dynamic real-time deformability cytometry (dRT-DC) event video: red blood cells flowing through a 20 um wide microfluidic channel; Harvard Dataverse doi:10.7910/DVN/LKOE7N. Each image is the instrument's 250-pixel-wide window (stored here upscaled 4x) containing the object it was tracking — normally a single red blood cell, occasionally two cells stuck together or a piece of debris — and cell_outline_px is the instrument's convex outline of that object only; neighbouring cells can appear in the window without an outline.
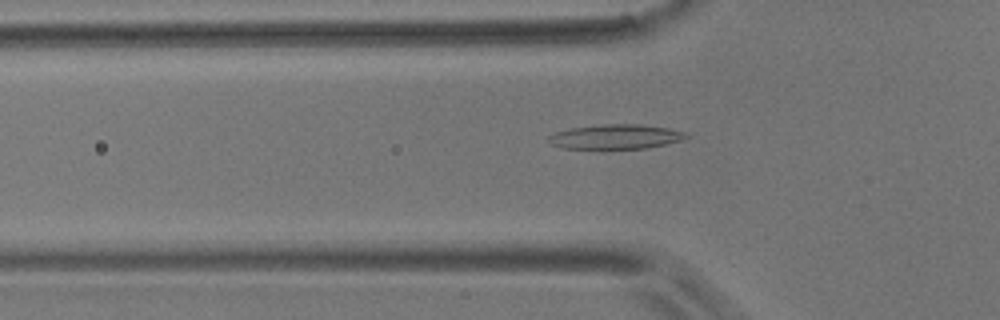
{"species": "common noctule bat (a hibernating species)", "species_latin": "Nyctalus noctula", "temperature_condition": "room temperature", "stored_images_in_passage": 48, "camera_frame_rate_fps": 3000, "um_per_image_px": 0.085, "animal": {"sex": "male", "body_mass_g": 17.9}, "frame": {"image": 1, "passage_image": 9, "time_ms": 2.667, "image_size_px": [1000, 320], "cell_outline_px": [[692, 136], [680, 140], [664, 144], [644, 148], [564, 148], [552, 144], [548, 140], [548, 136], [556, 132], [568, 128], [604, 124], [640, 124], [668, 128], [684, 132]], "centroid_in_image_um": [52.33, 11.6], "position_along_channel_um": 73.5, "area_um2": 19.48}}
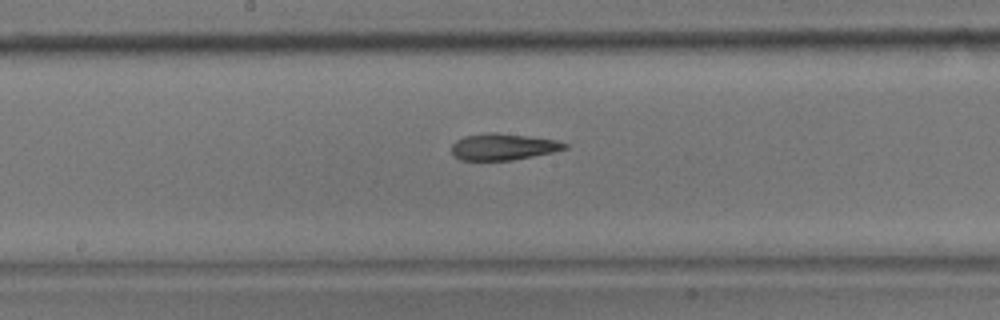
{"frame": {"image": 2, "passage_image": 20, "time_ms": 6.333, "image_size_px": [1000, 320], "cell_outline_px": [[568, 148], [552, 152], [512, 160], [460, 160], [452, 152], [452, 144], [456, 140], [464, 136], [488, 132], [496, 132], [556, 140], [568, 144]], "centroid_in_image_um": [42.75, 12.47], "position_along_channel_um": 205.4, "area_um2": 17.34}}
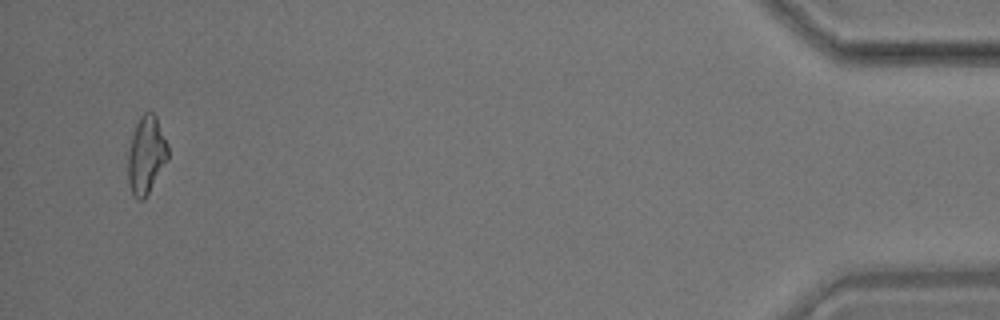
{"frame": {"image": 3, "passage_image": 45, "time_ms": 14.667, "image_size_px": [1000, 320], "cell_outline_px": [[168, 160], [144, 200], [136, 200], [132, 196], [128, 184], [128, 152], [132, 136], [136, 124], [140, 116], [144, 112], [152, 112], [156, 116], [168, 144]], "centroid_in_image_um": [12.43, 13.21], "position_along_channel_um": 422.8, "area_um2": 18.26}}